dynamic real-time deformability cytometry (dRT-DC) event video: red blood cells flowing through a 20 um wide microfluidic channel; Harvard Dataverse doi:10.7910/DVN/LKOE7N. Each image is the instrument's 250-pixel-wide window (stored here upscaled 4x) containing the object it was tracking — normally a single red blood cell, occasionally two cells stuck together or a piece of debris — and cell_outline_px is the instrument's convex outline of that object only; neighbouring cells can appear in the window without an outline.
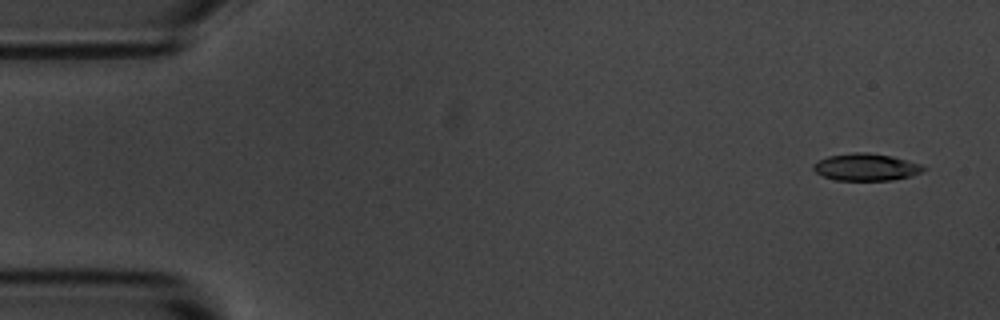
{"species": "common noctule bat (a hibernating species)", "species_latin": "Nyctalus noctula", "temperature_condition": "room temperature", "stored_images_in_passage": 5, "segment_of_instrument_passage": [2, 2], "camera_frame_rate_fps": 3000, "um_per_image_px": 0.085, "animal": {"sex": "male", "body_mass_g": 20.1, "forearm_length_mm": 53.5}, "frame": {"image": 1, "passage_image": 5, "time_ms": 1.333, "image_size_px": [1000, 320], "cell_outline_px": [[928, 168], [912, 176], [892, 180], [836, 180], [824, 176], [816, 172], [812, 168], [812, 164], [828, 156], [852, 152], [868, 152], [892, 156], [920, 164]], "centroid_in_image_um": [73.62, 14.2], "position_along_channel_um": 11.4, "area_um2": 17.4}}